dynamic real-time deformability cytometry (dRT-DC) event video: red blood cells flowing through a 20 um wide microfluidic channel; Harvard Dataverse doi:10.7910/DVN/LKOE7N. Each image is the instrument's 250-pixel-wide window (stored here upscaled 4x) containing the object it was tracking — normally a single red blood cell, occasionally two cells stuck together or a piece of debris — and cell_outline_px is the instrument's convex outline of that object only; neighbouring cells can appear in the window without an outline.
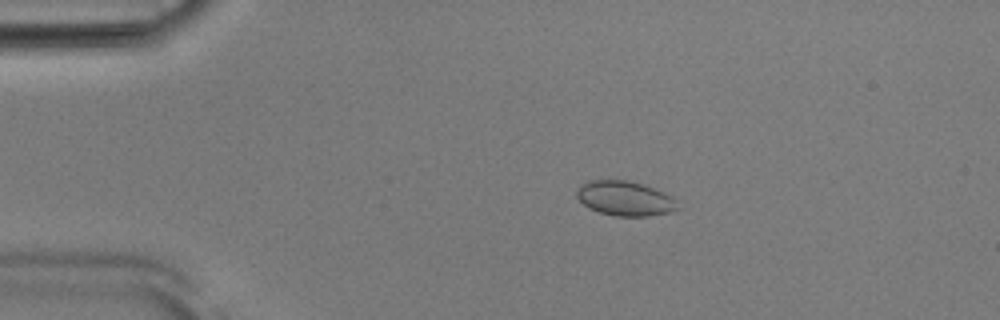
{"species": "Egyptian fruit bat (a non-hibernating species)", "species_latin": "Rousettus aegyptiacus", "temperature_condition": "room temperature", "stored_images_in_passage": 53, "camera_frame_rate_fps": 3000, "um_per_image_px": 0.085, "animal": {"sex": "male"}, "frame": {"image": 1, "passage_image": 11, "time_ms": 3.333, "image_size_px": [1000, 320], "cell_outline_px": [[680, 208], [668, 212], [648, 216], [616, 216], [600, 212], [588, 208], [576, 196], [576, 192], [580, 184], [588, 180], [628, 180], [644, 184], [664, 192], [672, 196], [676, 200]], "centroid_in_image_um": [53.12, 16.85], "position_along_channel_um": 31.9, "area_um2": 20.52}}
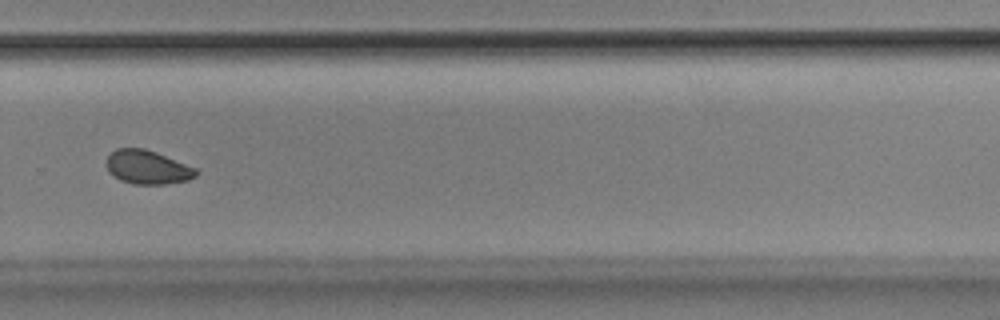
{"frame": {"image": 2, "passage_image": 37, "time_ms": 12.0, "image_size_px": [1000, 320], "cell_outline_px": [[200, 172], [196, 176], [188, 180], [164, 184], [136, 184], [120, 180], [108, 172], [108, 156], [116, 148], [144, 148], [156, 152], [200, 168]], "centroid_in_image_um": [12.61, 14.21], "position_along_channel_um": 317.2, "area_um2": 17.8}}
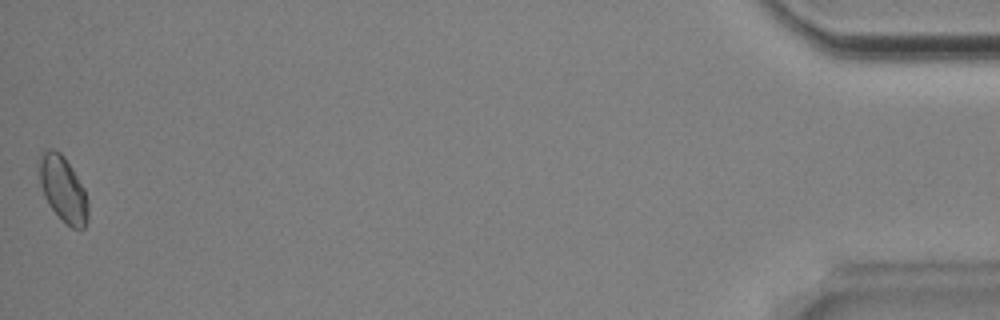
{"frame": {"image": 3, "passage_image": 53, "time_ms": 17.333, "image_size_px": [1000, 320], "cell_outline_px": [[88, 220], [84, 228], [72, 228], [48, 204], [44, 196], [40, 184], [40, 156], [48, 148], [52, 148], [60, 152], [64, 156], [72, 168], [84, 188], [88, 200]], "centroid_in_image_um": [5.38, 16.06], "position_along_channel_um": 429.8, "area_um2": 18.38}, "authors_computed_cell_mechanics": {"area_um2": 18.785, "velocity_mm_per_s": 3.8681, "shape_relaxation_time_tau1_ms": 2.1912, "shape_relaxation_time_tau2_ms": null, "deformation_change_tau1": 0.048, "deformation_change_tau2": null}}